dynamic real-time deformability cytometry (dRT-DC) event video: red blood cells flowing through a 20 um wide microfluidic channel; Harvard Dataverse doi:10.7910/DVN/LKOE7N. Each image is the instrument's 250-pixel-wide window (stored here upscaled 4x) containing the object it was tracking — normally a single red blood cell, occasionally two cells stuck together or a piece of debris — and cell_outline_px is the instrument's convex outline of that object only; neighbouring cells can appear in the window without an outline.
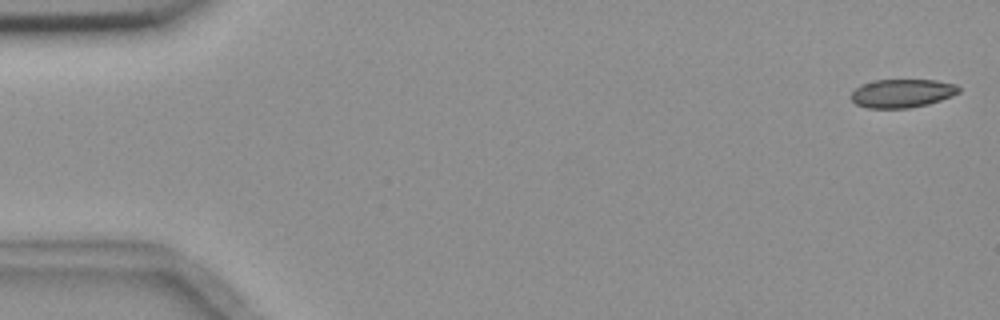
{"species": "common noctule bat (a hibernating species)", "species_latin": "Nyctalus noctula", "temperature_condition": "room temperature", "stored_images_in_passage": 7, "camera_frame_rate_fps": 3000, "um_per_image_px": 0.085, "animal": {"sex": "female", "body_mass_g": 18.4}, "frame": {"image": 1, "passage_image": 1, "time_ms": 0.0, "image_size_px": [1000, 320], "cell_outline_px": [[960, 92], [952, 96], [928, 104], [908, 108], [868, 108], [856, 104], [852, 100], [852, 92], [860, 84], [876, 80], [936, 80], [956, 84], [960, 88]], "centroid_in_image_um": [76.69, 7.92], "position_along_channel_um": 8.3, "area_um2": 17.86}}
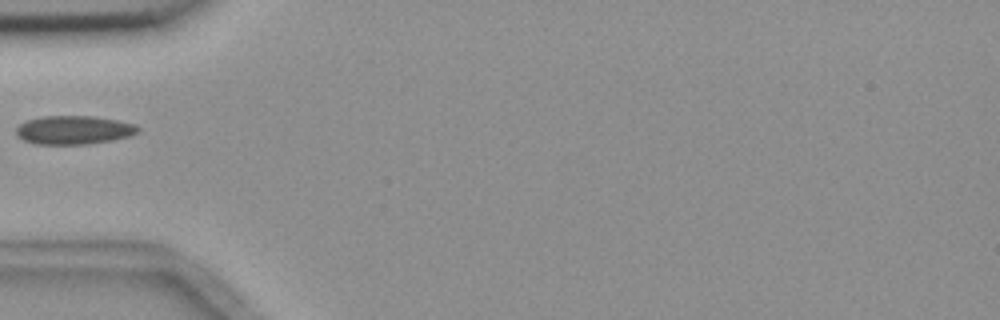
{"frame": {"image": 2, "passage_image": 6, "time_ms": 5.667, "image_size_px": [1000, 320], "cell_outline_px": [[140, 128], [136, 132], [128, 136], [88, 144], [36, 144], [24, 140], [16, 136], [16, 128], [24, 120], [40, 116], [96, 116], [136, 124]], "centroid_in_image_um": [6.21, 11.03], "position_along_channel_um": 78.8, "area_um2": 20.29}}